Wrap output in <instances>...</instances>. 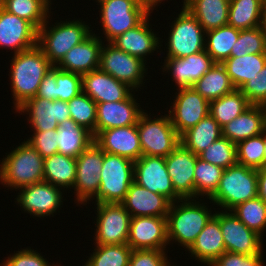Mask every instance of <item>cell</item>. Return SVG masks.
<instances>
[{"instance_id": "1", "label": "cell", "mask_w": 266, "mask_h": 266, "mask_svg": "<svg viewBox=\"0 0 266 266\" xmlns=\"http://www.w3.org/2000/svg\"><path fill=\"white\" fill-rule=\"evenodd\" d=\"M11 58L9 76L16 111L26 101L36 96L40 83L53 65L37 45L13 54Z\"/></svg>"}, {"instance_id": "2", "label": "cell", "mask_w": 266, "mask_h": 266, "mask_svg": "<svg viewBox=\"0 0 266 266\" xmlns=\"http://www.w3.org/2000/svg\"><path fill=\"white\" fill-rule=\"evenodd\" d=\"M213 215L211 208L208 209L205 203L196 199H181L171 203L166 217L169 244L175 241L188 250Z\"/></svg>"}, {"instance_id": "3", "label": "cell", "mask_w": 266, "mask_h": 266, "mask_svg": "<svg viewBox=\"0 0 266 266\" xmlns=\"http://www.w3.org/2000/svg\"><path fill=\"white\" fill-rule=\"evenodd\" d=\"M19 144L0 162V182L12 190L44 181V158L27 141Z\"/></svg>"}, {"instance_id": "4", "label": "cell", "mask_w": 266, "mask_h": 266, "mask_svg": "<svg viewBox=\"0 0 266 266\" xmlns=\"http://www.w3.org/2000/svg\"><path fill=\"white\" fill-rule=\"evenodd\" d=\"M48 24L46 21L38 30L37 46L55 67L70 49L92 33L89 24L78 19L56 22L51 27Z\"/></svg>"}, {"instance_id": "5", "label": "cell", "mask_w": 266, "mask_h": 266, "mask_svg": "<svg viewBox=\"0 0 266 266\" xmlns=\"http://www.w3.org/2000/svg\"><path fill=\"white\" fill-rule=\"evenodd\" d=\"M257 196V170L236 164L224 169L219 185L209 200L214 206L231 211L237 205Z\"/></svg>"}, {"instance_id": "6", "label": "cell", "mask_w": 266, "mask_h": 266, "mask_svg": "<svg viewBox=\"0 0 266 266\" xmlns=\"http://www.w3.org/2000/svg\"><path fill=\"white\" fill-rule=\"evenodd\" d=\"M100 186L95 203H121L134 182V162L125 157L104 152Z\"/></svg>"}, {"instance_id": "7", "label": "cell", "mask_w": 266, "mask_h": 266, "mask_svg": "<svg viewBox=\"0 0 266 266\" xmlns=\"http://www.w3.org/2000/svg\"><path fill=\"white\" fill-rule=\"evenodd\" d=\"M96 2L100 5L99 23L103 27L106 43L138 26L152 13L139 0H97Z\"/></svg>"}, {"instance_id": "8", "label": "cell", "mask_w": 266, "mask_h": 266, "mask_svg": "<svg viewBox=\"0 0 266 266\" xmlns=\"http://www.w3.org/2000/svg\"><path fill=\"white\" fill-rule=\"evenodd\" d=\"M152 119L143 112L137 122L142 154L166 157L180 143V135L171 123L168 114Z\"/></svg>"}, {"instance_id": "9", "label": "cell", "mask_w": 266, "mask_h": 266, "mask_svg": "<svg viewBox=\"0 0 266 266\" xmlns=\"http://www.w3.org/2000/svg\"><path fill=\"white\" fill-rule=\"evenodd\" d=\"M172 22L164 58H185L205 50L206 32L185 7Z\"/></svg>"}, {"instance_id": "10", "label": "cell", "mask_w": 266, "mask_h": 266, "mask_svg": "<svg viewBox=\"0 0 266 266\" xmlns=\"http://www.w3.org/2000/svg\"><path fill=\"white\" fill-rule=\"evenodd\" d=\"M145 65L141 59L116 48L110 42L106 46L103 43L101 47L99 69L136 91L145 83L143 80L148 69Z\"/></svg>"}, {"instance_id": "11", "label": "cell", "mask_w": 266, "mask_h": 266, "mask_svg": "<svg viewBox=\"0 0 266 266\" xmlns=\"http://www.w3.org/2000/svg\"><path fill=\"white\" fill-rule=\"evenodd\" d=\"M94 245L127 244L131 215L121 203H96Z\"/></svg>"}, {"instance_id": "12", "label": "cell", "mask_w": 266, "mask_h": 266, "mask_svg": "<svg viewBox=\"0 0 266 266\" xmlns=\"http://www.w3.org/2000/svg\"><path fill=\"white\" fill-rule=\"evenodd\" d=\"M103 160L104 151L95 141L76 157V180L73 189L77 204L86 205L96 196L100 186L99 175Z\"/></svg>"}, {"instance_id": "13", "label": "cell", "mask_w": 266, "mask_h": 266, "mask_svg": "<svg viewBox=\"0 0 266 266\" xmlns=\"http://www.w3.org/2000/svg\"><path fill=\"white\" fill-rule=\"evenodd\" d=\"M176 90L173 105L167 112L172 125L181 136L209 115L210 102L193 87H181Z\"/></svg>"}, {"instance_id": "14", "label": "cell", "mask_w": 266, "mask_h": 266, "mask_svg": "<svg viewBox=\"0 0 266 266\" xmlns=\"http://www.w3.org/2000/svg\"><path fill=\"white\" fill-rule=\"evenodd\" d=\"M214 215L219 219L226 251L245 255L262 252L263 238L249 229L232 211H215Z\"/></svg>"}, {"instance_id": "15", "label": "cell", "mask_w": 266, "mask_h": 266, "mask_svg": "<svg viewBox=\"0 0 266 266\" xmlns=\"http://www.w3.org/2000/svg\"><path fill=\"white\" fill-rule=\"evenodd\" d=\"M134 182L172 203L181 200L174 191L164 157L142 155L134 162Z\"/></svg>"}, {"instance_id": "16", "label": "cell", "mask_w": 266, "mask_h": 266, "mask_svg": "<svg viewBox=\"0 0 266 266\" xmlns=\"http://www.w3.org/2000/svg\"><path fill=\"white\" fill-rule=\"evenodd\" d=\"M15 198L24 212L34 217L54 216L56 211L63 205V193L60 187L42 181L23 187ZM54 213V214H53Z\"/></svg>"}, {"instance_id": "17", "label": "cell", "mask_w": 266, "mask_h": 266, "mask_svg": "<svg viewBox=\"0 0 266 266\" xmlns=\"http://www.w3.org/2000/svg\"><path fill=\"white\" fill-rule=\"evenodd\" d=\"M127 244L132 250H166L168 246L167 218L131 217Z\"/></svg>"}, {"instance_id": "18", "label": "cell", "mask_w": 266, "mask_h": 266, "mask_svg": "<svg viewBox=\"0 0 266 266\" xmlns=\"http://www.w3.org/2000/svg\"><path fill=\"white\" fill-rule=\"evenodd\" d=\"M16 112L29 115L27 120L32 131L58 129L59 124L70 119L68 103L60 100H47L34 97L20 106Z\"/></svg>"}, {"instance_id": "19", "label": "cell", "mask_w": 266, "mask_h": 266, "mask_svg": "<svg viewBox=\"0 0 266 266\" xmlns=\"http://www.w3.org/2000/svg\"><path fill=\"white\" fill-rule=\"evenodd\" d=\"M37 38L38 29L32 23L0 8V48L16 54L35 47Z\"/></svg>"}, {"instance_id": "20", "label": "cell", "mask_w": 266, "mask_h": 266, "mask_svg": "<svg viewBox=\"0 0 266 266\" xmlns=\"http://www.w3.org/2000/svg\"><path fill=\"white\" fill-rule=\"evenodd\" d=\"M198 157L181 143L165 157L174 191L181 199H194V169Z\"/></svg>"}, {"instance_id": "21", "label": "cell", "mask_w": 266, "mask_h": 266, "mask_svg": "<svg viewBox=\"0 0 266 266\" xmlns=\"http://www.w3.org/2000/svg\"><path fill=\"white\" fill-rule=\"evenodd\" d=\"M135 98L132 93L123 101L96 104L95 137L105 129L137 124L144 110Z\"/></svg>"}, {"instance_id": "22", "label": "cell", "mask_w": 266, "mask_h": 266, "mask_svg": "<svg viewBox=\"0 0 266 266\" xmlns=\"http://www.w3.org/2000/svg\"><path fill=\"white\" fill-rule=\"evenodd\" d=\"M82 92L96 104L118 102L135 92L129 85L98 69L82 75Z\"/></svg>"}, {"instance_id": "23", "label": "cell", "mask_w": 266, "mask_h": 266, "mask_svg": "<svg viewBox=\"0 0 266 266\" xmlns=\"http://www.w3.org/2000/svg\"><path fill=\"white\" fill-rule=\"evenodd\" d=\"M94 141L104 152L125 157L133 162L143 155L137 124L102 130Z\"/></svg>"}, {"instance_id": "24", "label": "cell", "mask_w": 266, "mask_h": 266, "mask_svg": "<svg viewBox=\"0 0 266 266\" xmlns=\"http://www.w3.org/2000/svg\"><path fill=\"white\" fill-rule=\"evenodd\" d=\"M211 56L204 50L185 58H165L163 72L167 71L177 88L192 87L213 65Z\"/></svg>"}, {"instance_id": "25", "label": "cell", "mask_w": 266, "mask_h": 266, "mask_svg": "<svg viewBox=\"0 0 266 266\" xmlns=\"http://www.w3.org/2000/svg\"><path fill=\"white\" fill-rule=\"evenodd\" d=\"M93 33L70 49L56 67L80 75L98 69L101 47L104 42L100 36Z\"/></svg>"}, {"instance_id": "26", "label": "cell", "mask_w": 266, "mask_h": 266, "mask_svg": "<svg viewBox=\"0 0 266 266\" xmlns=\"http://www.w3.org/2000/svg\"><path fill=\"white\" fill-rule=\"evenodd\" d=\"M171 201L161 194H156L133 182L121 202L131 217L153 216L167 217Z\"/></svg>"}, {"instance_id": "27", "label": "cell", "mask_w": 266, "mask_h": 266, "mask_svg": "<svg viewBox=\"0 0 266 266\" xmlns=\"http://www.w3.org/2000/svg\"><path fill=\"white\" fill-rule=\"evenodd\" d=\"M149 16L150 14L138 26L119 35L110 43L146 63V56L154 53L160 49L159 46H162L159 45L161 44L160 37H157V34L150 28Z\"/></svg>"}, {"instance_id": "28", "label": "cell", "mask_w": 266, "mask_h": 266, "mask_svg": "<svg viewBox=\"0 0 266 266\" xmlns=\"http://www.w3.org/2000/svg\"><path fill=\"white\" fill-rule=\"evenodd\" d=\"M266 130V106L250 105L238 117L222 127V136L234 144L262 134Z\"/></svg>"}, {"instance_id": "29", "label": "cell", "mask_w": 266, "mask_h": 266, "mask_svg": "<svg viewBox=\"0 0 266 266\" xmlns=\"http://www.w3.org/2000/svg\"><path fill=\"white\" fill-rule=\"evenodd\" d=\"M191 257L210 266L225 251L219 219L213 215L187 250Z\"/></svg>"}, {"instance_id": "30", "label": "cell", "mask_w": 266, "mask_h": 266, "mask_svg": "<svg viewBox=\"0 0 266 266\" xmlns=\"http://www.w3.org/2000/svg\"><path fill=\"white\" fill-rule=\"evenodd\" d=\"M183 7L198 20L205 32L228 25L230 0H184Z\"/></svg>"}, {"instance_id": "31", "label": "cell", "mask_w": 266, "mask_h": 266, "mask_svg": "<svg viewBox=\"0 0 266 266\" xmlns=\"http://www.w3.org/2000/svg\"><path fill=\"white\" fill-rule=\"evenodd\" d=\"M222 137V128L209 114L180 136L181 144L193 154L199 155L214 141Z\"/></svg>"}, {"instance_id": "32", "label": "cell", "mask_w": 266, "mask_h": 266, "mask_svg": "<svg viewBox=\"0 0 266 266\" xmlns=\"http://www.w3.org/2000/svg\"><path fill=\"white\" fill-rule=\"evenodd\" d=\"M57 132L58 153L75 158L94 141L92 133L71 118L59 124Z\"/></svg>"}, {"instance_id": "33", "label": "cell", "mask_w": 266, "mask_h": 266, "mask_svg": "<svg viewBox=\"0 0 266 266\" xmlns=\"http://www.w3.org/2000/svg\"><path fill=\"white\" fill-rule=\"evenodd\" d=\"M76 180V158L56 153L44 158V181L66 190L72 189ZM72 187V188H71Z\"/></svg>"}, {"instance_id": "34", "label": "cell", "mask_w": 266, "mask_h": 266, "mask_svg": "<svg viewBox=\"0 0 266 266\" xmlns=\"http://www.w3.org/2000/svg\"><path fill=\"white\" fill-rule=\"evenodd\" d=\"M192 87L209 102L236 89L222 63H214Z\"/></svg>"}, {"instance_id": "35", "label": "cell", "mask_w": 266, "mask_h": 266, "mask_svg": "<svg viewBox=\"0 0 266 266\" xmlns=\"http://www.w3.org/2000/svg\"><path fill=\"white\" fill-rule=\"evenodd\" d=\"M265 64L266 53L230 57L222 62L236 89H240L249 79L257 76Z\"/></svg>"}, {"instance_id": "36", "label": "cell", "mask_w": 266, "mask_h": 266, "mask_svg": "<svg viewBox=\"0 0 266 266\" xmlns=\"http://www.w3.org/2000/svg\"><path fill=\"white\" fill-rule=\"evenodd\" d=\"M262 0H230L228 25L239 30L262 26Z\"/></svg>"}, {"instance_id": "37", "label": "cell", "mask_w": 266, "mask_h": 266, "mask_svg": "<svg viewBox=\"0 0 266 266\" xmlns=\"http://www.w3.org/2000/svg\"><path fill=\"white\" fill-rule=\"evenodd\" d=\"M239 29L225 25L206 32L205 51L215 63L230 58L233 44L239 37Z\"/></svg>"}, {"instance_id": "38", "label": "cell", "mask_w": 266, "mask_h": 266, "mask_svg": "<svg viewBox=\"0 0 266 266\" xmlns=\"http://www.w3.org/2000/svg\"><path fill=\"white\" fill-rule=\"evenodd\" d=\"M250 105L245 95L239 89H235L233 92L211 101L209 114L222 128Z\"/></svg>"}, {"instance_id": "39", "label": "cell", "mask_w": 266, "mask_h": 266, "mask_svg": "<svg viewBox=\"0 0 266 266\" xmlns=\"http://www.w3.org/2000/svg\"><path fill=\"white\" fill-rule=\"evenodd\" d=\"M2 8L26 19L38 30L51 16V5L46 0H4Z\"/></svg>"}, {"instance_id": "40", "label": "cell", "mask_w": 266, "mask_h": 266, "mask_svg": "<svg viewBox=\"0 0 266 266\" xmlns=\"http://www.w3.org/2000/svg\"><path fill=\"white\" fill-rule=\"evenodd\" d=\"M224 169L203 161L199 157L194 169V199L206 196L209 199L216 191Z\"/></svg>"}, {"instance_id": "41", "label": "cell", "mask_w": 266, "mask_h": 266, "mask_svg": "<svg viewBox=\"0 0 266 266\" xmlns=\"http://www.w3.org/2000/svg\"><path fill=\"white\" fill-rule=\"evenodd\" d=\"M231 211L249 229L263 238L264 230H266V203L260 197L247 200Z\"/></svg>"}, {"instance_id": "42", "label": "cell", "mask_w": 266, "mask_h": 266, "mask_svg": "<svg viewBox=\"0 0 266 266\" xmlns=\"http://www.w3.org/2000/svg\"><path fill=\"white\" fill-rule=\"evenodd\" d=\"M86 266H128L132 248L128 244L95 245Z\"/></svg>"}, {"instance_id": "43", "label": "cell", "mask_w": 266, "mask_h": 266, "mask_svg": "<svg viewBox=\"0 0 266 266\" xmlns=\"http://www.w3.org/2000/svg\"><path fill=\"white\" fill-rule=\"evenodd\" d=\"M198 156L203 161L227 169L237 164V145L222 136Z\"/></svg>"}, {"instance_id": "44", "label": "cell", "mask_w": 266, "mask_h": 266, "mask_svg": "<svg viewBox=\"0 0 266 266\" xmlns=\"http://www.w3.org/2000/svg\"><path fill=\"white\" fill-rule=\"evenodd\" d=\"M260 53H266V28L262 25L240 30L239 37L233 44L230 57Z\"/></svg>"}, {"instance_id": "45", "label": "cell", "mask_w": 266, "mask_h": 266, "mask_svg": "<svg viewBox=\"0 0 266 266\" xmlns=\"http://www.w3.org/2000/svg\"><path fill=\"white\" fill-rule=\"evenodd\" d=\"M67 103L70 118L77 125L86 128L95 138L96 103L84 92H80Z\"/></svg>"}, {"instance_id": "46", "label": "cell", "mask_w": 266, "mask_h": 266, "mask_svg": "<svg viewBox=\"0 0 266 266\" xmlns=\"http://www.w3.org/2000/svg\"><path fill=\"white\" fill-rule=\"evenodd\" d=\"M264 132L237 144V164L253 169L264 167Z\"/></svg>"}, {"instance_id": "47", "label": "cell", "mask_w": 266, "mask_h": 266, "mask_svg": "<svg viewBox=\"0 0 266 266\" xmlns=\"http://www.w3.org/2000/svg\"><path fill=\"white\" fill-rule=\"evenodd\" d=\"M57 100L69 102L82 92V75L56 67Z\"/></svg>"}, {"instance_id": "48", "label": "cell", "mask_w": 266, "mask_h": 266, "mask_svg": "<svg viewBox=\"0 0 266 266\" xmlns=\"http://www.w3.org/2000/svg\"><path fill=\"white\" fill-rule=\"evenodd\" d=\"M239 90L250 104L266 106V64L257 76L249 79Z\"/></svg>"}, {"instance_id": "49", "label": "cell", "mask_w": 266, "mask_h": 266, "mask_svg": "<svg viewBox=\"0 0 266 266\" xmlns=\"http://www.w3.org/2000/svg\"><path fill=\"white\" fill-rule=\"evenodd\" d=\"M57 129L44 132L33 131V135L26 141L43 157H49L58 153Z\"/></svg>"}, {"instance_id": "50", "label": "cell", "mask_w": 266, "mask_h": 266, "mask_svg": "<svg viewBox=\"0 0 266 266\" xmlns=\"http://www.w3.org/2000/svg\"><path fill=\"white\" fill-rule=\"evenodd\" d=\"M166 252L150 249L132 250L128 266H174L168 261Z\"/></svg>"}, {"instance_id": "51", "label": "cell", "mask_w": 266, "mask_h": 266, "mask_svg": "<svg viewBox=\"0 0 266 266\" xmlns=\"http://www.w3.org/2000/svg\"><path fill=\"white\" fill-rule=\"evenodd\" d=\"M41 253L34 251V249L26 248L17 251L12 255H8L0 266H58L50 264ZM44 257V258H43Z\"/></svg>"}, {"instance_id": "52", "label": "cell", "mask_w": 266, "mask_h": 266, "mask_svg": "<svg viewBox=\"0 0 266 266\" xmlns=\"http://www.w3.org/2000/svg\"><path fill=\"white\" fill-rule=\"evenodd\" d=\"M262 254L263 251L253 255L225 251L210 266H264Z\"/></svg>"}, {"instance_id": "53", "label": "cell", "mask_w": 266, "mask_h": 266, "mask_svg": "<svg viewBox=\"0 0 266 266\" xmlns=\"http://www.w3.org/2000/svg\"><path fill=\"white\" fill-rule=\"evenodd\" d=\"M35 97L55 101L57 100V83H56V67L53 66L44 76L39 85L38 92Z\"/></svg>"}, {"instance_id": "54", "label": "cell", "mask_w": 266, "mask_h": 266, "mask_svg": "<svg viewBox=\"0 0 266 266\" xmlns=\"http://www.w3.org/2000/svg\"><path fill=\"white\" fill-rule=\"evenodd\" d=\"M258 175V197L266 203V167L257 170Z\"/></svg>"}, {"instance_id": "55", "label": "cell", "mask_w": 266, "mask_h": 266, "mask_svg": "<svg viewBox=\"0 0 266 266\" xmlns=\"http://www.w3.org/2000/svg\"><path fill=\"white\" fill-rule=\"evenodd\" d=\"M162 1L163 0H139V2L146 6L151 12L156 8V6H158V4L160 5Z\"/></svg>"}, {"instance_id": "56", "label": "cell", "mask_w": 266, "mask_h": 266, "mask_svg": "<svg viewBox=\"0 0 266 266\" xmlns=\"http://www.w3.org/2000/svg\"><path fill=\"white\" fill-rule=\"evenodd\" d=\"M264 167H266V130L264 131Z\"/></svg>"}, {"instance_id": "57", "label": "cell", "mask_w": 266, "mask_h": 266, "mask_svg": "<svg viewBox=\"0 0 266 266\" xmlns=\"http://www.w3.org/2000/svg\"><path fill=\"white\" fill-rule=\"evenodd\" d=\"M266 20V1H263V19Z\"/></svg>"}, {"instance_id": "58", "label": "cell", "mask_w": 266, "mask_h": 266, "mask_svg": "<svg viewBox=\"0 0 266 266\" xmlns=\"http://www.w3.org/2000/svg\"><path fill=\"white\" fill-rule=\"evenodd\" d=\"M262 24L266 28V20H262Z\"/></svg>"}, {"instance_id": "59", "label": "cell", "mask_w": 266, "mask_h": 266, "mask_svg": "<svg viewBox=\"0 0 266 266\" xmlns=\"http://www.w3.org/2000/svg\"><path fill=\"white\" fill-rule=\"evenodd\" d=\"M4 0H0V8L3 6Z\"/></svg>"}, {"instance_id": "60", "label": "cell", "mask_w": 266, "mask_h": 266, "mask_svg": "<svg viewBox=\"0 0 266 266\" xmlns=\"http://www.w3.org/2000/svg\"><path fill=\"white\" fill-rule=\"evenodd\" d=\"M46 1L51 5V3H52L51 1H52V0H46Z\"/></svg>"}]
</instances>
